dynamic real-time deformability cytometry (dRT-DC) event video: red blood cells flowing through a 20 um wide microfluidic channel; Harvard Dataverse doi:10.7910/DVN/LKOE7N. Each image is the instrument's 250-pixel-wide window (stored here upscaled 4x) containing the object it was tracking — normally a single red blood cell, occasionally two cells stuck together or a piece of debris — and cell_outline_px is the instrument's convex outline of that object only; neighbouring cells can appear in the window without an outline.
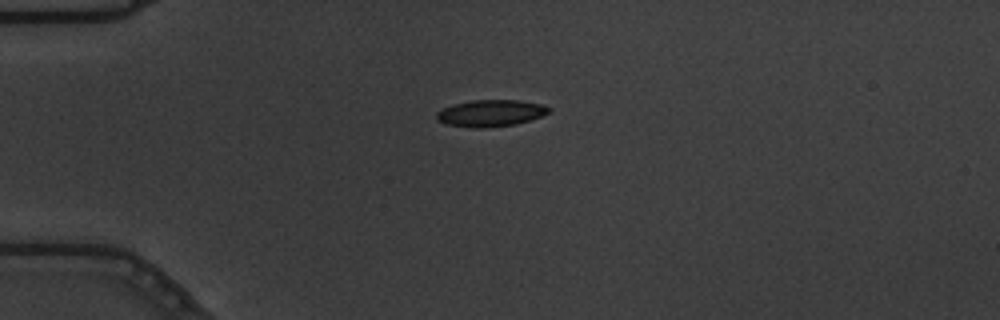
{"species": "common noctule bat (a hibernating species)", "species_latin": "Nyctalus noctula", "temperature_condition": "warm", "stored_images_in_passage": 35, "camera_frame_rate_fps": 3000, "um_per_image_px": 0.085, "animal": {"sex": "male", "body_mass_g": 19.5, "forearm_length_mm": 54.6}, "frame": {"image": 1, "passage_image": 1, "time_ms": 0.0, "image_size_px": [1000, 320], "cell_outline_px": [[552, 108], [548, 112], [540, 116], [516, 124], [484, 128], [472, 128], [444, 124], [436, 120], [436, 112], [444, 108], [456, 104], [472, 100], [520, 100], [540, 104]], "centroid_in_image_um": [41.67, 9.63], "position_along_channel_um": 43.3, "area_um2": 17.4}}
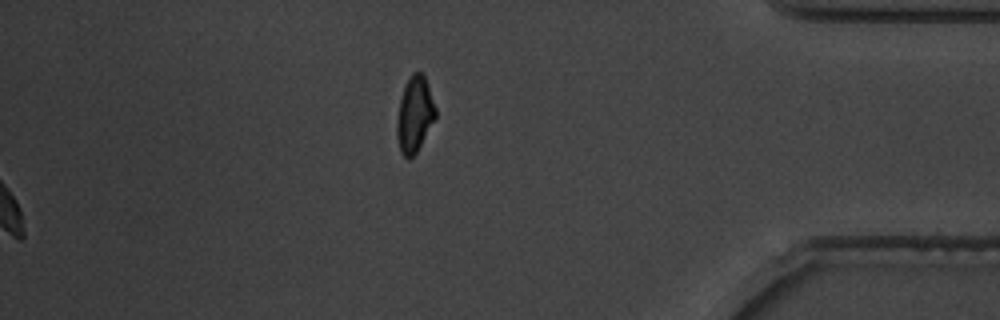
{"frame": {"image": 2, "passage_image": 35, "time_ms": 11.333, "image_size_px": [1000, 320], "cell_outline_px": [[436, 116], [416, 152], [408, 160], [400, 152], [396, 136], [396, 124], [400, 100], [404, 88], [412, 72], [420, 72], [424, 76], [436, 108]], "centroid_in_image_um": [35.22, 9.75], "position_along_channel_um": 400.0, "area_um2": 16.7}, "authors_computed_cell_mechanics": {"area_um2": 17.629, "velocity_mm_per_s": 3.6619, "shape_relaxation_time_tau1_ms": 3.5015, "shape_relaxation_time_tau2_ms": 1.3344, "deformation_change_tau1": 0.1132, "deformation_change_tau2": 0.0805}}